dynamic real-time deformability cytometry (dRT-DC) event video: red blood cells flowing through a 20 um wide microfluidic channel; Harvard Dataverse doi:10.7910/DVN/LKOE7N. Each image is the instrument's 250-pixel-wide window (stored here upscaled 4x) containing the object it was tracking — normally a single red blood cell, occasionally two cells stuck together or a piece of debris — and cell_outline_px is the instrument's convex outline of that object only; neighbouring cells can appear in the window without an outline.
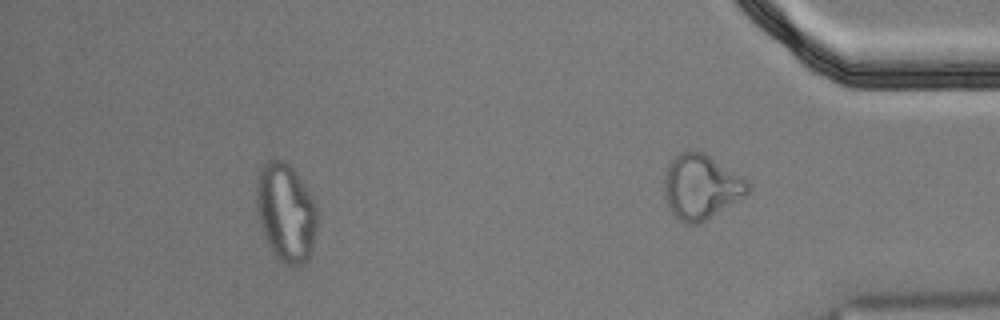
{"species": "Egyptian fruit bat (a non-hibernating species)", "species_latin": "Rousettus aegyptiacus", "temperature_condition": "cold", "stored_images_in_passage": 55, "segment_of_instrument_passage": [2, 2], "camera_frame_rate_fps": 3000, "um_per_image_px": 0.085, "animal": {"sex": "male"}, "frame": {"image": 1, "passage_image": 49, "time_ms": 16.0, "image_size_px": [1000, 320], "cell_outline_px": [[316, 228], [312, 252], [308, 260], [304, 264], [292, 268], [280, 260], [276, 256], [260, 224], [256, 204], [256, 192], [260, 172], [264, 164], [268, 160], [284, 160], [296, 172], [316, 204]], "centroid_in_image_um": [24.32, 18.09], "position_along_channel_um": 410.9, "area_um2": 34.39}}